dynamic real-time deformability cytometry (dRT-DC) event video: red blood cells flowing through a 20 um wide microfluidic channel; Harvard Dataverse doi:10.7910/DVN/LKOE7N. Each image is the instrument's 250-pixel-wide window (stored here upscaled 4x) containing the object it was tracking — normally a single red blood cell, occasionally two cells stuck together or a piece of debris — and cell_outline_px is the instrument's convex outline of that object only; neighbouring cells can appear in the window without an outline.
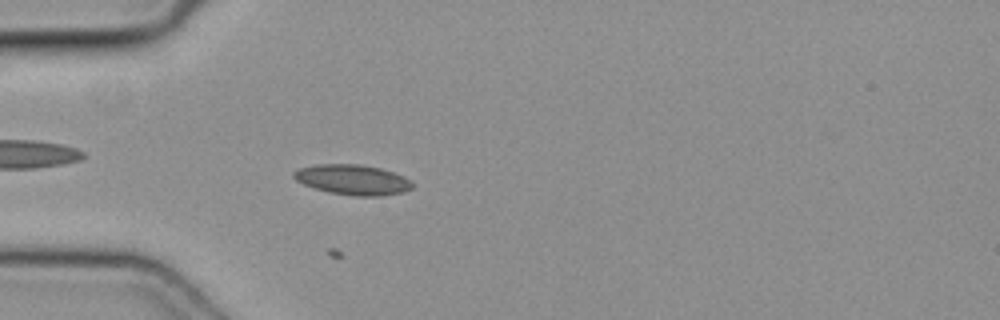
{"species": "common noctule bat (a hibernating species)", "species_latin": "Nyctalus noctula", "temperature_condition": "cold", "stored_images_in_passage": 39, "camera_frame_rate_fps": 3000, "um_per_image_px": 0.085, "animal": {"sex": "female", "body_mass_g": 19.3, "forearm_length_mm": 54.1}, "frame": {"image": 1, "passage_image": 6, "time_ms": 1.667, "image_size_px": [1000, 320], "cell_outline_px": [[412, 188], [404, 192], [380, 196], [352, 196], [328, 192], [304, 184], [296, 180], [292, 176], [292, 172], [300, 168], [316, 164], [360, 164], [380, 168], [404, 176], [412, 180]], "centroid_in_image_um": [29.99, 15.27], "position_along_channel_um": 55.0, "area_um2": 20.92}}
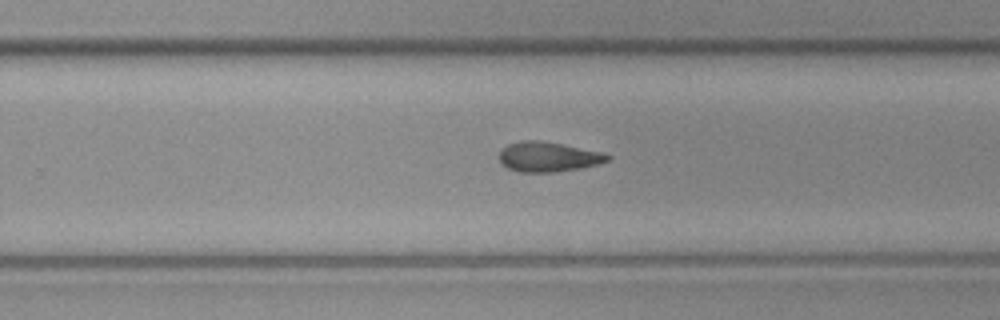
{"frame": {"image": 2, "passage_image": 21, "time_ms": 6.667, "image_size_px": [1000, 320], "cell_outline_px": [[612, 156], [608, 160], [596, 164], [580, 168], [552, 172], [516, 172], [500, 164], [500, 152], [508, 144], [520, 140], [540, 140], [600, 152]], "centroid_in_image_um": [46.53, 13.33], "position_along_channel_um": 283.3, "area_um2": 18.61}}
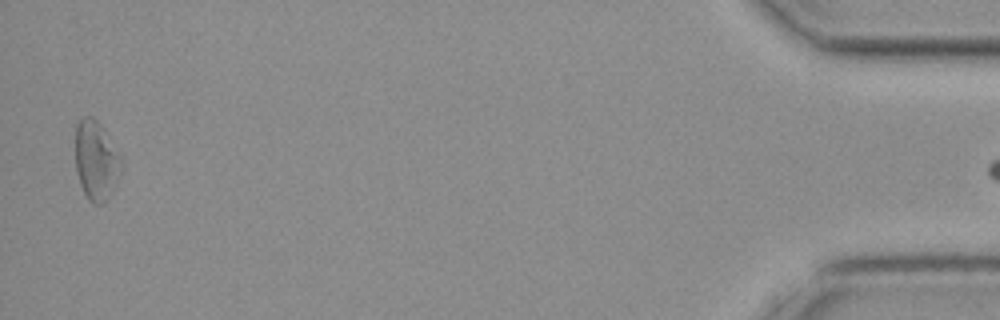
{"frame": {"image": 3, "passage_image": 38, "time_ms": 12.333, "image_size_px": [1000, 320], "cell_outline_px": [[124, 160], [116, 184], [112, 192], [104, 204], [96, 204], [88, 200], [80, 184], [76, 168], [76, 124], [84, 116], [92, 116], [104, 128]], "centroid_in_image_um": [8.2, 13.64], "position_along_channel_um": 427.0, "area_um2": 21.44}}